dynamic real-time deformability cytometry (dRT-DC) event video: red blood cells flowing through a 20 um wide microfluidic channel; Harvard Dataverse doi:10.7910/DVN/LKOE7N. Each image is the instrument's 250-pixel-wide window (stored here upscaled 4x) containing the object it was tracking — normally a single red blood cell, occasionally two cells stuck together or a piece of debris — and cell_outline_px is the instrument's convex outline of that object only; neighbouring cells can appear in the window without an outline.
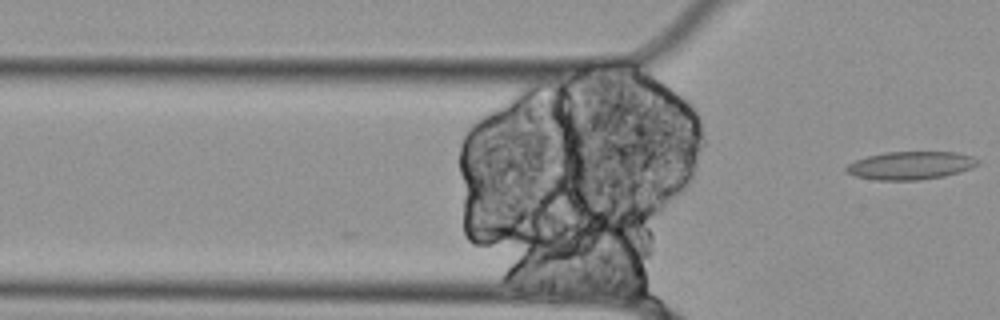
{"species": "Egyptian fruit bat (a non-hibernating species)", "species_latin": "Rousettus aegyptiacus", "temperature_condition": "cold", "stored_images_in_passage": 3, "camera_frame_rate_fps": 3000, "um_per_image_px": 0.085, "animal": {"sex": "female"}, "frame": {"image": 1, "passage_image": 3, "time_ms": 0.667, "image_size_px": [1000, 320], "cell_outline_px": [[980, 164], [972, 168], [960, 172], [944, 176], [920, 180], [876, 180], [856, 176], [844, 172], [844, 168], [848, 164], [856, 160], [868, 156], [884, 152], [956, 152], [972, 156], [980, 160]], "centroid_in_image_um": [77.41, 14.07], "position_along_channel_um": 48.4, "area_um2": 21.68}}